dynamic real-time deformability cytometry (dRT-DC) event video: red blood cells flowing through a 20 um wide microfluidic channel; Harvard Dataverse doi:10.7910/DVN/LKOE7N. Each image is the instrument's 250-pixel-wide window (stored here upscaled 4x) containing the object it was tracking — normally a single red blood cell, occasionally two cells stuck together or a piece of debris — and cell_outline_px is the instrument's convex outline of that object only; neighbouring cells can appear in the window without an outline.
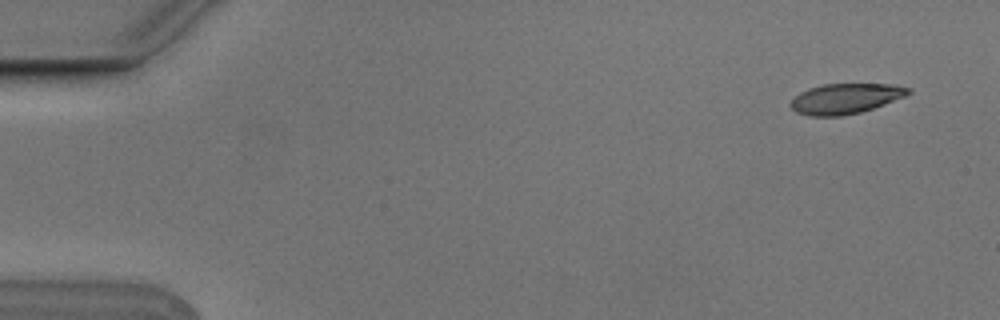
{"species": "Egyptian fruit bat (a non-hibernating species)", "species_latin": "Rousettus aegyptiacus", "temperature_condition": "cold", "stored_images_in_passage": 9, "camera_frame_rate_fps": 3000, "um_per_image_px": 0.085, "animal": {"sex": "male"}, "frame": {"image": 1, "passage_image": 1, "time_ms": 0.0, "image_size_px": [1000, 320], "cell_outline_px": [[912, 92], [904, 96], [884, 104], [860, 112], [840, 116], [808, 116], [796, 112], [788, 104], [800, 92], [808, 88], [824, 84], [892, 84], [912, 88]], "centroid_in_image_um": [71.85, 8.38], "position_along_channel_um": 13.2, "area_um2": 20.69}}
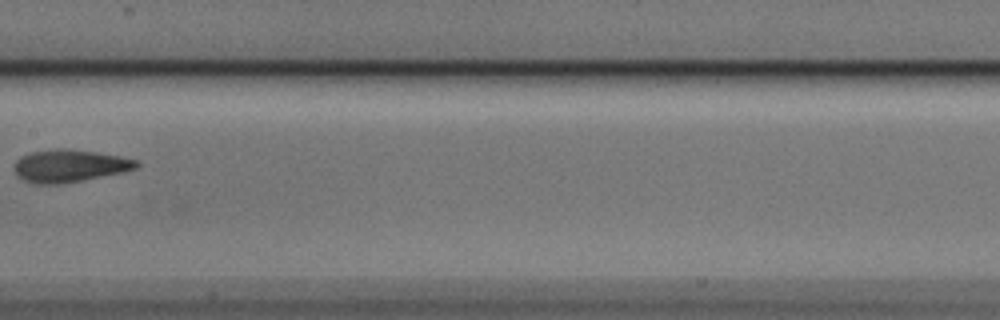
{"frame": {"image": 2, "passage_image": 8, "time_ms": 2.333, "image_size_px": [1000, 320], "cell_outline_px": [[140, 164], [136, 168], [124, 172], [60, 184], [36, 184], [24, 180], [16, 176], [12, 168], [12, 164], [20, 156], [32, 152], [56, 148], [68, 148], [96, 152], [120, 156], [136, 160]], "centroid_in_image_um": [5.85, 14.09], "position_along_channel_um": 201.5, "area_um2": 23.35}}
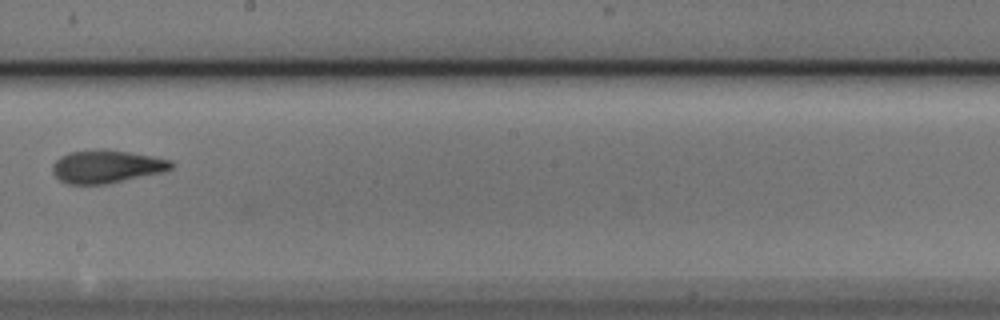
{"frame": {"image": 3, "passage_image": 9, "time_ms": 2.667, "image_size_px": [1000, 320], "cell_outline_px": [[176, 164], [168, 172], [108, 184], [68, 184], [60, 180], [52, 172], [52, 164], [60, 156], [68, 152], [100, 148], [108, 148], [152, 156], [172, 160]], "centroid_in_image_um": [9.11, 14.15], "position_along_channel_um": 239.1, "area_um2": 23.52}}